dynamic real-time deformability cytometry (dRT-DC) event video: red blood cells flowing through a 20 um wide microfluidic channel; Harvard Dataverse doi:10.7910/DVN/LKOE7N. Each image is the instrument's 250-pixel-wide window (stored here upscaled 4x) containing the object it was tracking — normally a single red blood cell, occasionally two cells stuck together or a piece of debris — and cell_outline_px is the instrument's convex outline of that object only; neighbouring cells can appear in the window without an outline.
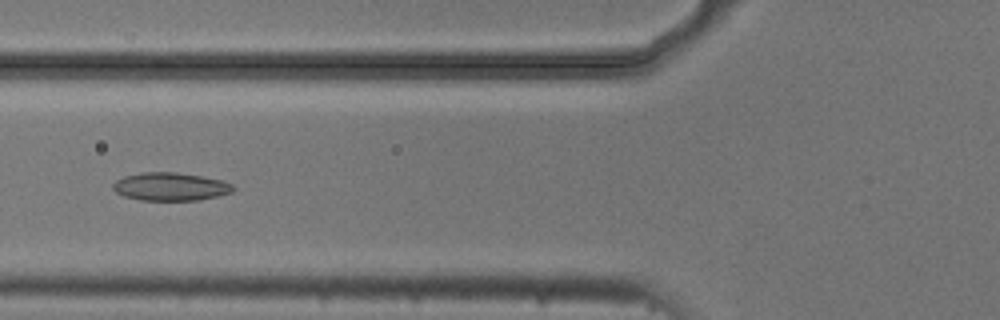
{"species": "common noctule bat (a hibernating species)", "species_latin": "Nyctalus noctula", "temperature_condition": "cold", "stored_images_in_passage": 8, "camera_frame_rate_fps": 3000, "um_per_image_px": 0.085, "animal": {"sex": "male", "body_mass_g": 20.5, "forearm_length_mm": 52.5}, "frame": {"image": 1, "passage_image": 6, "time_ms": 1.667, "image_size_px": [1000, 320], "cell_outline_px": [[236, 188], [232, 192], [200, 200], [140, 200], [124, 196], [116, 192], [112, 188], [112, 184], [116, 180], [124, 176], [140, 172], [176, 172], [200, 176], [220, 180], [232, 184]], "centroid_in_image_um": [14.46, 15.86], "position_along_channel_um": 111.3, "area_um2": 19.65}}
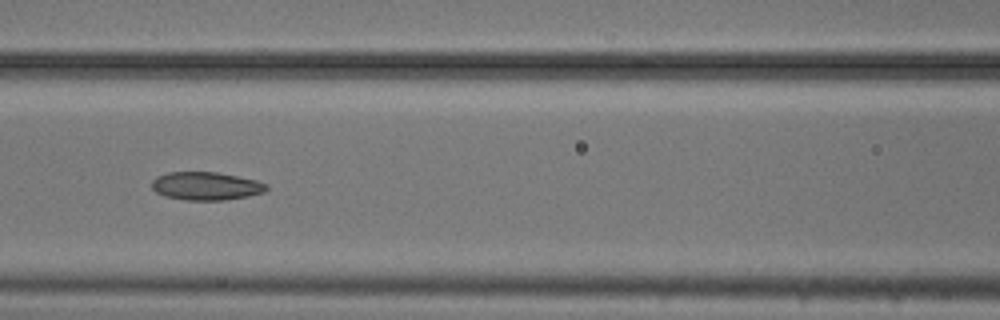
{"frame": {"image": 2, "passage_image": 7, "time_ms": 2.0, "image_size_px": [1000, 320], "cell_outline_px": [[268, 188], [264, 192], [248, 196], [224, 200], [184, 200], [164, 196], [156, 192], [152, 188], [152, 180], [156, 176], [168, 172], [216, 172], [256, 180], [268, 184]], "centroid_in_image_um": [17.49, 15.81], "position_along_channel_um": 149.1, "area_um2": 18.84}}
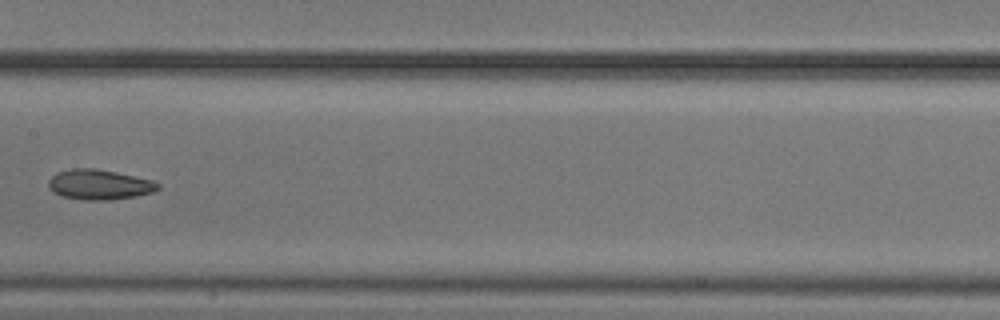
{"frame": {"image": 3, "passage_image": 8, "time_ms": 2.333, "image_size_px": [1000, 320], "cell_outline_px": [[160, 188], [152, 192], [136, 196], [108, 200], [84, 200], [60, 196], [48, 188], [48, 180], [56, 172], [72, 168], [96, 168], [116, 172], [152, 180], [160, 184]], "centroid_in_image_um": [8.41, 15.68], "position_along_channel_um": 199.0, "area_um2": 19.31}}